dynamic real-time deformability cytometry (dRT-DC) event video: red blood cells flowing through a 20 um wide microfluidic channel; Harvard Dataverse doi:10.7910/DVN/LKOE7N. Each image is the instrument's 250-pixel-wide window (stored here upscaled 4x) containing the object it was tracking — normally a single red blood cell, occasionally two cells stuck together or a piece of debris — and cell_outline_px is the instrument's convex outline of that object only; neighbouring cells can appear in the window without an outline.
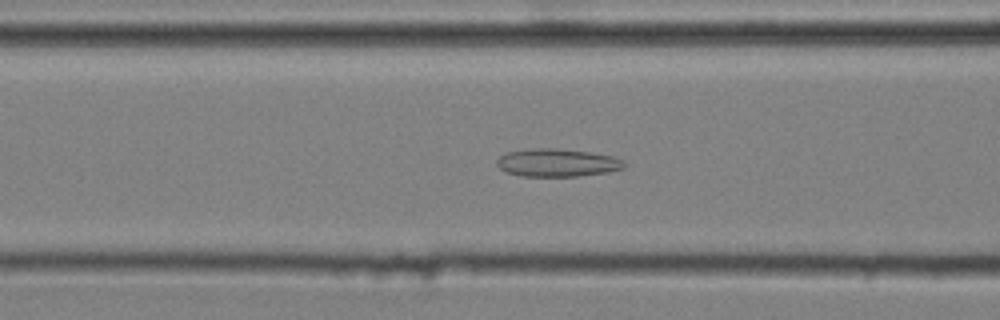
{"species": "common noctule bat (a hibernating species)", "species_latin": "Nyctalus noctula", "temperature_condition": "cold", "stored_images_in_passage": 37, "camera_frame_rate_fps": 3000, "um_per_image_px": 0.085, "animal": {"sex": "male", "body_mass_g": 20.4}, "frame": {"image": 1, "passage_image": 6, "time_ms": 1.667, "image_size_px": [1000, 320], "cell_outline_px": [[628, 164], [624, 168], [608, 172], [576, 176], [520, 176], [504, 172], [496, 164], [496, 160], [500, 156], [508, 152], [532, 148], [556, 148], [592, 152], [612, 156], [624, 160]], "centroid_in_image_um": [47.38, 13.83], "position_along_channel_um": 119.2, "area_um2": 20.92}}
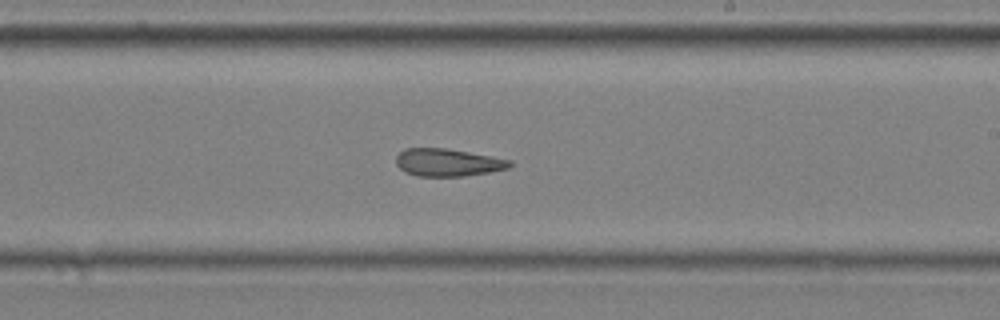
{"frame": {"image": 2, "passage_image": 17, "time_ms": 5.333, "image_size_px": [1000, 320], "cell_outline_px": [[512, 164], [508, 168], [488, 172], [464, 176], [416, 176], [404, 172], [396, 164], [396, 156], [404, 148], [444, 148], [492, 156], [512, 160]], "centroid_in_image_um": [38.04, 13.81], "position_along_channel_um": 251.0, "area_um2": 18.26}}
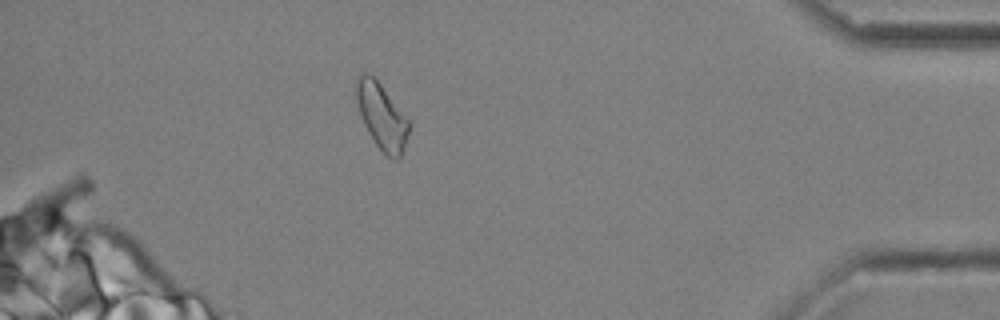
{"frame": {"image": 3, "passage_image": 33, "time_ms": 10.667, "image_size_px": [1000, 320], "cell_outline_px": [[408, 136], [400, 156], [396, 160], [392, 160], [376, 144], [364, 124], [360, 116], [356, 100], [356, 76], [364, 72], [368, 72], [380, 84], [408, 120]], "centroid_in_image_um": [32.41, 9.86], "position_along_channel_um": 402.8, "area_um2": 19.65}, "authors_computed_cell_mechanics": {"area_um2": 19.4208, "velocity_mm_per_s": 3.6044, "shape_relaxation_time_tau1_ms": null, "shape_relaxation_time_tau2_ms": 3.7641, "deformation_change_tau1": null, "deformation_change_tau2": 0.1277}}